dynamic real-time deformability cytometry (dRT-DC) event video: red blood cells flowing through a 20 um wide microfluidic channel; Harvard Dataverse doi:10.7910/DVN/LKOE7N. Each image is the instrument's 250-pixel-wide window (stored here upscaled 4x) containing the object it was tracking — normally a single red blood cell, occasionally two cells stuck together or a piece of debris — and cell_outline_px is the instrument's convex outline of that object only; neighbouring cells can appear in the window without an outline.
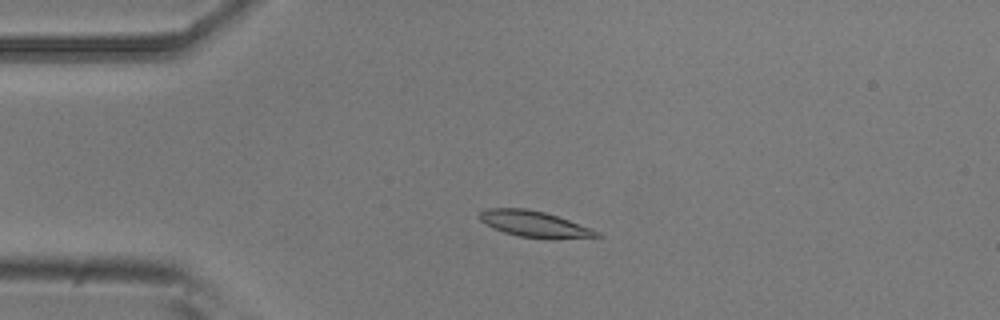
{"species": "common noctule bat (a hibernating species)", "species_latin": "Nyctalus noctula", "temperature_condition": "room temperature", "stored_images_in_passage": 4, "camera_frame_rate_fps": 3000, "um_per_image_px": 0.085, "animal": {"sex": "male", "body_mass_g": 20.5, "forearm_length_mm": 52.5}, "frame": {"image": 1, "passage_image": 3, "time_ms": 0.667, "image_size_px": [1000, 320], "cell_outline_px": [[604, 236], [520, 236], [504, 232], [492, 228], [480, 220], [476, 216], [480, 212], [488, 208], [528, 208], [544, 212], [592, 228], [600, 232]], "centroid_in_image_um": [45.29, 18.98], "position_along_channel_um": 39.7, "area_um2": 16.88}}